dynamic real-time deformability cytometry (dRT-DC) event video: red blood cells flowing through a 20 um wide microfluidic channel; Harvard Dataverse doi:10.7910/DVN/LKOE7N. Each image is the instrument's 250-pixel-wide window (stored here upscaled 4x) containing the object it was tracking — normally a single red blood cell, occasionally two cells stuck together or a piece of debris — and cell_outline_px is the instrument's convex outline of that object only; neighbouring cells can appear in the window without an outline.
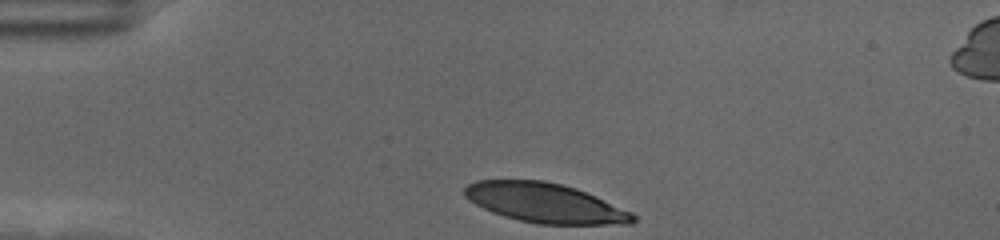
{"species": "human", "species_latin": "Homo sapiens", "temperature_condition": "cold", "stored_images_in_passage": 35, "camera_frame_rate_fps": 3000, "um_per_image_px": 0.085, "donor": {"sex": "female"}, "frame": {"image": 1, "passage_image": 1, "time_ms": 0.0, "image_size_px": [1000, 240], "cell_outline_px": [[636, 220], [632, 224], [536, 224], [504, 216], [492, 212], [468, 200], [464, 196], [464, 188], [468, 184], [476, 180], [544, 180], [576, 188], [596, 196], [632, 212], [636, 216]], "centroid_in_image_um": [46.33, 17.25], "position_along_channel_um": 38.7, "area_um2": 38.78}}
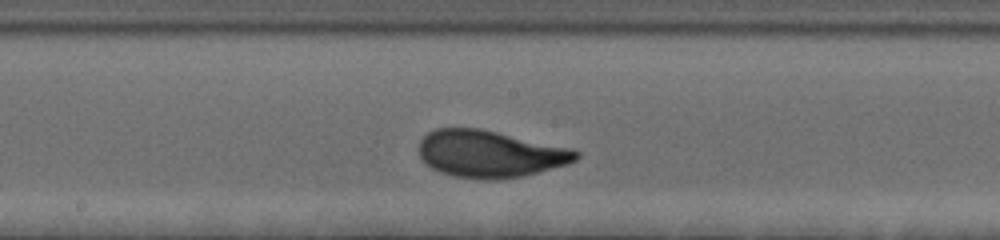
{"frame": {"image": 2, "passage_image": 19, "time_ms": 6.0, "image_size_px": [1000, 240], "cell_outline_px": [[580, 156], [576, 160], [568, 164], [520, 176], [452, 176], [440, 172], [432, 168], [420, 156], [420, 140], [428, 132], [436, 128], [480, 128], [568, 148], [580, 152]], "centroid_in_image_um": [41.62, 13.03], "position_along_channel_um": 206.6, "area_um2": 41.5}}
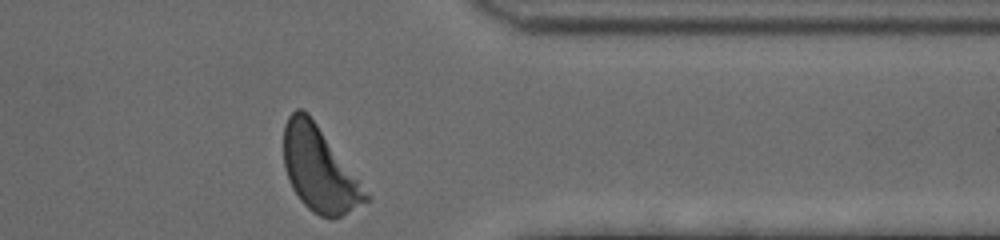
{"frame": {"image": 3, "passage_image": 35, "time_ms": 11.333, "image_size_px": [1000, 240], "cell_outline_px": [[372, 196], [368, 200], [340, 216], [332, 220], [320, 216], [312, 212], [300, 200], [292, 188], [288, 180], [284, 168], [284, 124], [288, 116], [296, 108], [300, 108], [308, 112]], "centroid_in_image_um": [27.13, 14.39], "position_along_channel_um": 384.3, "area_um2": 40.46}, "authors_computed_cell_mechanics": {"area_um2": 41.3848, "velocity_mm_per_s": 3.4791, "shape_relaxation_time_tau1_ms": 2.8795, "shape_relaxation_time_tau2_ms": null, "deformation_change_tau1": 0.1699, "deformation_change_tau2": null}}